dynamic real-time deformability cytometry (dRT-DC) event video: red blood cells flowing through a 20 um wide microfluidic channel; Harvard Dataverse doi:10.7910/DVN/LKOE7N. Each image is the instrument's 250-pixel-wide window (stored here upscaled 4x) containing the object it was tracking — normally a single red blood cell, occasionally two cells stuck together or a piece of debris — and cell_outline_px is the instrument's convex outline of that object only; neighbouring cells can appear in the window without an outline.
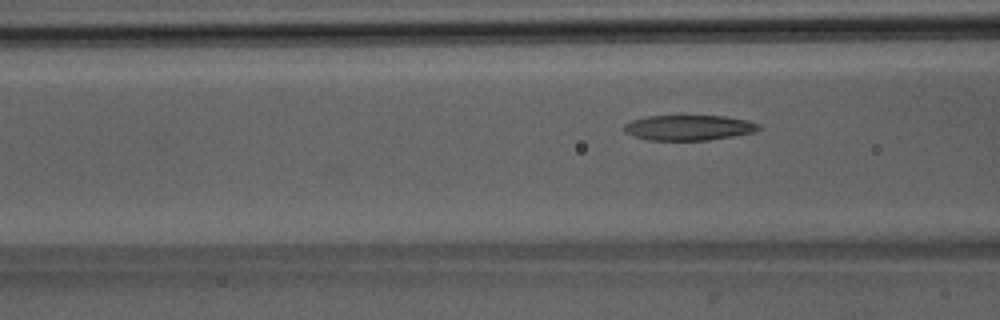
{"species": "Egyptian fruit bat (a non-hibernating species)", "species_latin": "Rousettus aegyptiacus", "temperature_condition": "room temperature", "stored_images_in_passage": 5, "camera_frame_rate_fps": 3000, "um_per_image_px": 0.085, "animal": {"sex": "male"}, "frame": {"image": 1, "passage_image": 5, "time_ms": 4.333, "image_size_px": [1000, 320], "cell_outline_px": [[760, 128], [752, 132], [732, 136], [708, 140], [648, 140], [632, 136], [624, 132], [624, 124], [632, 120], [648, 116], [724, 116], [748, 120], [760, 124]], "centroid_in_image_um": [58.51, 10.85], "position_along_channel_um": 108.1, "area_um2": 19.77}}